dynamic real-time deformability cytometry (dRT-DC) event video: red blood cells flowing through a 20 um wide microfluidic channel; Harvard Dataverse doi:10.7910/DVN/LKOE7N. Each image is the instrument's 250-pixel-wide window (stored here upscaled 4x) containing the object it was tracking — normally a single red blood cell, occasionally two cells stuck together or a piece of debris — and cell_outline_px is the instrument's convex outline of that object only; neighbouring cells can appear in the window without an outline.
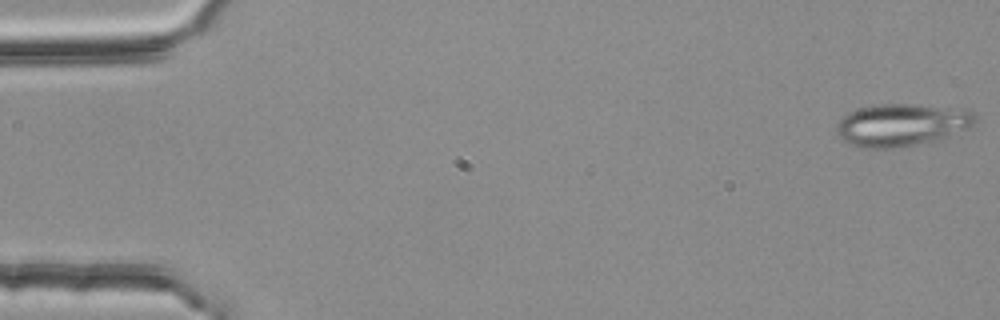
{"species": "common noctule bat (a hibernating species)", "species_latin": "Nyctalus noctula", "temperature_condition": "room temperature", "stored_images_in_passage": 55, "segment_of_instrument_passage": [1, 3], "camera_frame_rate_fps": 3000, "um_per_image_px": 0.085, "animal": {"sex": "female", "body_mass_g": 25.1}, "frame": {"image": 1, "passage_image": 1, "time_ms": 0.0, "image_size_px": [1000, 320], "cell_outline_px": [[980, 120], [976, 124], [968, 128], [944, 136], [912, 144], [892, 148], [860, 148], [844, 140], [836, 132], [836, 124], [848, 112], [860, 108], [880, 104], [916, 104], [964, 108], [972, 112]], "centroid_in_image_um": [76.65, 10.58], "position_along_channel_um": 8.3, "area_um2": 33.93}}